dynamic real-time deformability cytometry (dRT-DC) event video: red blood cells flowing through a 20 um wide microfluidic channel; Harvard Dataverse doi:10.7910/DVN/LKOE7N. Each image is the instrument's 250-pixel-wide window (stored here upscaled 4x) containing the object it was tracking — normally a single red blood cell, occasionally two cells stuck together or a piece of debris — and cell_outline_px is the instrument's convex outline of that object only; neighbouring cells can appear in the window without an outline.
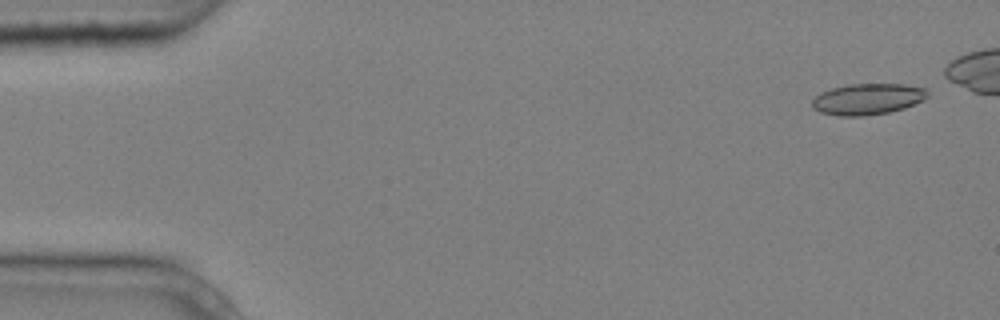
{"species": "common noctule bat (a hibernating species)", "species_latin": "Nyctalus noctula", "temperature_condition": "cold", "stored_images_in_passage": 9, "camera_frame_rate_fps": 3000, "um_per_image_px": 0.085, "animal": {"sex": "male", "body_mass_g": 20.4}, "frame": {"image": 1, "passage_image": 1, "time_ms": 0.0, "image_size_px": [1000, 320], "cell_outline_px": [[928, 96], [924, 100], [904, 108], [888, 112], [864, 116], [840, 116], [820, 112], [812, 108], [812, 100], [820, 92], [832, 88], [848, 84], [904, 84], [924, 88], [928, 92]], "centroid_in_image_um": [73.74, 8.42], "position_along_channel_um": 11.3, "area_um2": 20.98}}
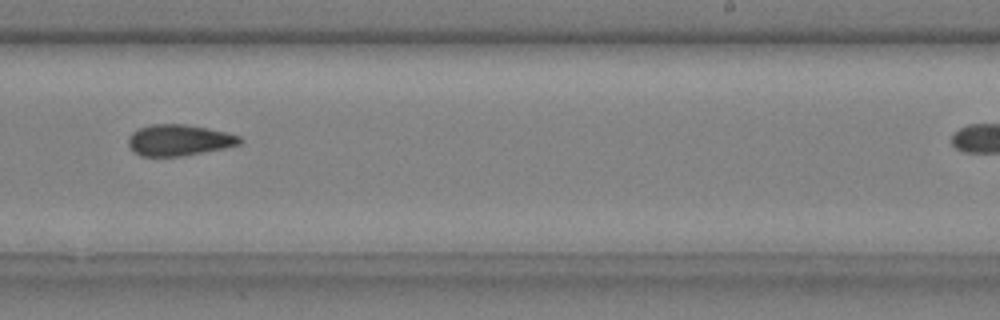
{"frame": {"image": 2, "passage_image": 9, "time_ms": 2.667, "image_size_px": [1000, 320], "cell_outline_px": [[244, 140], [240, 144], [224, 148], [184, 156], [140, 156], [132, 152], [128, 144], [128, 136], [136, 128], [152, 124], [184, 124], [208, 128], [240, 136]], "centroid_in_image_um": [15.17, 11.91], "position_along_channel_um": 273.8, "area_um2": 20.46}}